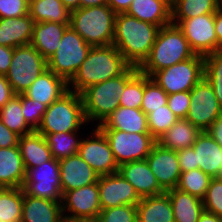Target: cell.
<instances>
[{"instance_id":"obj_31","label":"cell","mask_w":222,"mask_h":222,"mask_svg":"<svg viewBox=\"0 0 222 222\" xmlns=\"http://www.w3.org/2000/svg\"><path fill=\"white\" fill-rule=\"evenodd\" d=\"M201 131L186 119H178L158 140L162 147L173 151L190 148Z\"/></svg>"},{"instance_id":"obj_58","label":"cell","mask_w":222,"mask_h":222,"mask_svg":"<svg viewBox=\"0 0 222 222\" xmlns=\"http://www.w3.org/2000/svg\"><path fill=\"white\" fill-rule=\"evenodd\" d=\"M61 222H76L75 220H67V219H62V221Z\"/></svg>"},{"instance_id":"obj_43","label":"cell","mask_w":222,"mask_h":222,"mask_svg":"<svg viewBox=\"0 0 222 222\" xmlns=\"http://www.w3.org/2000/svg\"><path fill=\"white\" fill-rule=\"evenodd\" d=\"M46 109L45 104L28 98L24 93L22 94V113L25 121L33 130H37L40 126Z\"/></svg>"},{"instance_id":"obj_3","label":"cell","mask_w":222,"mask_h":222,"mask_svg":"<svg viewBox=\"0 0 222 222\" xmlns=\"http://www.w3.org/2000/svg\"><path fill=\"white\" fill-rule=\"evenodd\" d=\"M195 55L182 30L170 23L160 28L150 55L139 67V71L151 77L156 71L186 61Z\"/></svg>"},{"instance_id":"obj_18","label":"cell","mask_w":222,"mask_h":222,"mask_svg":"<svg viewBox=\"0 0 222 222\" xmlns=\"http://www.w3.org/2000/svg\"><path fill=\"white\" fill-rule=\"evenodd\" d=\"M62 194L98 182L99 175L78 154L59 160Z\"/></svg>"},{"instance_id":"obj_57","label":"cell","mask_w":222,"mask_h":222,"mask_svg":"<svg viewBox=\"0 0 222 222\" xmlns=\"http://www.w3.org/2000/svg\"><path fill=\"white\" fill-rule=\"evenodd\" d=\"M76 222H102L101 219L98 217H89V218H81L75 220Z\"/></svg>"},{"instance_id":"obj_46","label":"cell","mask_w":222,"mask_h":222,"mask_svg":"<svg viewBox=\"0 0 222 222\" xmlns=\"http://www.w3.org/2000/svg\"><path fill=\"white\" fill-rule=\"evenodd\" d=\"M167 106L179 119H185L189 112L190 91L168 95Z\"/></svg>"},{"instance_id":"obj_9","label":"cell","mask_w":222,"mask_h":222,"mask_svg":"<svg viewBox=\"0 0 222 222\" xmlns=\"http://www.w3.org/2000/svg\"><path fill=\"white\" fill-rule=\"evenodd\" d=\"M204 77V56L192 58L156 71L152 78L168 95L191 89Z\"/></svg>"},{"instance_id":"obj_11","label":"cell","mask_w":222,"mask_h":222,"mask_svg":"<svg viewBox=\"0 0 222 222\" xmlns=\"http://www.w3.org/2000/svg\"><path fill=\"white\" fill-rule=\"evenodd\" d=\"M222 115L213 87L203 77L190 91V106L187 117L201 132L207 131L211 124Z\"/></svg>"},{"instance_id":"obj_59","label":"cell","mask_w":222,"mask_h":222,"mask_svg":"<svg viewBox=\"0 0 222 222\" xmlns=\"http://www.w3.org/2000/svg\"><path fill=\"white\" fill-rule=\"evenodd\" d=\"M220 8L222 9V0H220Z\"/></svg>"},{"instance_id":"obj_41","label":"cell","mask_w":222,"mask_h":222,"mask_svg":"<svg viewBox=\"0 0 222 222\" xmlns=\"http://www.w3.org/2000/svg\"><path fill=\"white\" fill-rule=\"evenodd\" d=\"M144 94V74L140 71L125 85L118 97L119 105L127 108L141 109Z\"/></svg>"},{"instance_id":"obj_35","label":"cell","mask_w":222,"mask_h":222,"mask_svg":"<svg viewBox=\"0 0 222 222\" xmlns=\"http://www.w3.org/2000/svg\"><path fill=\"white\" fill-rule=\"evenodd\" d=\"M23 188L0 189V222H21Z\"/></svg>"},{"instance_id":"obj_26","label":"cell","mask_w":222,"mask_h":222,"mask_svg":"<svg viewBox=\"0 0 222 222\" xmlns=\"http://www.w3.org/2000/svg\"><path fill=\"white\" fill-rule=\"evenodd\" d=\"M26 170L18 146L0 148V186L2 188H22Z\"/></svg>"},{"instance_id":"obj_47","label":"cell","mask_w":222,"mask_h":222,"mask_svg":"<svg viewBox=\"0 0 222 222\" xmlns=\"http://www.w3.org/2000/svg\"><path fill=\"white\" fill-rule=\"evenodd\" d=\"M177 155L181 173L198 168V165H195V152L192 147L178 150Z\"/></svg>"},{"instance_id":"obj_49","label":"cell","mask_w":222,"mask_h":222,"mask_svg":"<svg viewBox=\"0 0 222 222\" xmlns=\"http://www.w3.org/2000/svg\"><path fill=\"white\" fill-rule=\"evenodd\" d=\"M16 95L9 84L6 75L0 74V109Z\"/></svg>"},{"instance_id":"obj_56","label":"cell","mask_w":222,"mask_h":222,"mask_svg":"<svg viewBox=\"0 0 222 222\" xmlns=\"http://www.w3.org/2000/svg\"><path fill=\"white\" fill-rule=\"evenodd\" d=\"M63 5L70 11L78 9L80 7V0H60Z\"/></svg>"},{"instance_id":"obj_16","label":"cell","mask_w":222,"mask_h":222,"mask_svg":"<svg viewBox=\"0 0 222 222\" xmlns=\"http://www.w3.org/2000/svg\"><path fill=\"white\" fill-rule=\"evenodd\" d=\"M101 210L122 205H137L140 197L134 187L119 172L99 176Z\"/></svg>"},{"instance_id":"obj_53","label":"cell","mask_w":222,"mask_h":222,"mask_svg":"<svg viewBox=\"0 0 222 222\" xmlns=\"http://www.w3.org/2000/svg\"><path fill=\"white\" fill-rule=\"evenodd\" d=\"M215 33L217 37V49H222V9L219 8L214 14Z\"/></svg>"},{"instance_id":"obj_5","label":"cell","mask_w":222,"mask_h":222,"mask_svg":"<svg viewBox=\"0 0 222 222\" xmlns=\"http://www.w3.org/2000/svg\"><path fill=\"white\" fill-rule=\"evenodd\" d=\"M116 13L108 6L78 8L71 11L70 27L91 46L113 44Z\"/></svg>"},{"instance_id":"obj_30","label":"cell","mask_w":222,"mask_h":222,"mask_svg":"<svg viewBox=\"0 0 222 222\" xmlns=\"http://www.w3.org/2000/svg\"><path fill=\"white\" fill-rule=\"evenodd\" d=\"M166 193L170 198L175 222H198L204 211L202 199L177 188Z\"/></svg>"},{"instance_id":"obj_32","label":"cell","mask_w":222,"mask_h":222,"mask_svg":"<svg viewBox=\"0 0 222 222\" xmlns=\"http://www.w3.org/2000/svg\"><path fill=\"white\" fill-rule=\"evenodd\" d=\"M29 15L35 23L70 24L71 11L60 0H29Z\"/></svg>"},{"instance_id":"obj_55","label":"cell","mask_w":222,"mask_h":222,"mask_svg":"<svg viewBox=\"0 0 222 222\" xmlns=\"http://www.w3.org/2000/svg\"><path fill=\"white\" fill-rule=\"evenodd\" d=\"M107 5V0H80V8Z\"/></svg>"},{"instance_id":"obj_23","label":"cell","mask_w":222,"mask_h":222,"mask_svg":"<svg viewBox=\"0 0 222 222\" xmlns=\"http://www.w3.org/2000/svg\"><path fill=\"white\" fill-rule=\"evenodd\" d=\"M34 23L29 14L18 18H0V45L16 48L30 44Z\"/></svg>"},{"instance_id":"obj_28","label":"cell","mask_w":222,"mask_h":222,"mask_svg":"<svg viewBox=\"0 0 222 222\" xmlns=\"http://www.w3.org/2000/svg\"><path fill=\"white\" fill-rule=\"evenodd\" d=\"M18 147L22 155L26 172L33 167L52 160L53 156L45 137L36 130L20 136Z\"/></svg>"},{"instance_id":"obj_15","label":"cell","mask_w":222,"mask_h":222,"mask_svg":"<svg viewBox=\"0 0 222 222\" xmlns=\"http://www.w3.org/2000/svg\"><path fill=\"white\" fill-rule=\"evenodd\" d=\"M61 207L63 218L67 220L98 217L101 212L98 182L64 192ZM66 211L70 215H66Z\"/></svg>"},{"instance_id":"obj_7","label":"cell","mask_w":222,"mask_h":222,"mask_svg":"<svg viewBox=\"0 0 222 222\" xmlns=\"http://www.w3.org/2000/svg\"><path fill=\"white\" fill-rule=\"evenodd\" d=\"M91 47L69 25L56 52L47 60L48 69L68 83L81 67Z\"/></svg>"},{"instance_id":"obj_6","label":"cell","mask_w":222,"mask_h":222,"mask_svg":"<svg viewBox=\"0 0 222 222\" xmlns=\"http://www.w3.org/2000/svg\"><path fill=\"white\" fill-rule=\"evenodd\" d=\"M84 124L87 121L81 94L68 90L47 107L36 131L45 137L47 134L80 131Z\"/></svg>"},{"instance_id":"obj_4","label":"cell","mask_w":222,"mask_h":222,"mask_svg":"<svg viewBox=\"0 0 222 222\" xmlns=\"http://www.w3.org/2000/svg\"><path fill=\"white\" fill-rule=\"evenodd\" d=\"M139 72L138 67L130 66L122 75L96 83L81 93L87 123L99 121L97 126L120 105L118 97L125 85Z\"/></svg>"},{"instance_id":"obj_29","label":"cell","mask_w":222,"mask_h":222,"mask_svg":"<svg viewBox=\"0 0 222 222\" xmlns=\"http://www.w3.org/2000/svg\"><path fill=\"white\" fill-rule=\"evenodd\" d=\"M137 207V222H175L168 194L147 196L140 199Z\"/></svg>"},{"instance_id":"obj_48","label":"cell","mask_w":222,"mask_h":222,"mask_svg":"<svg viewBox=\"0 0 222 222\" xmlns=\"http://www.w3.org/2000/svg\"><path fill=\"white\" fill-rule=\"evenodd\" d=\"M19 135L9 130L0 119V148L18 146Z\"/></svg>"},{"instance_id":"obj_8","label":"cell","mask_w":222,"mask_h":222,"mask_svg":"<svg viewBox=\"0 0 222 222\" xmlns=\"http://www.w3.org/2000/svg\"><path fill=\"white\" fill-rule=\"evenodd\" d=\"M47 60L31 44L13 49L6 78L15 94H23L44 71Z\"/></svg>"},{"instance_id":"obj_34","label":"cell","mask_w":222,"mask_h":222,"mask_svg":"<svg viewBox=\"0 0 222 222\" xmlns=\"http://www.w3.org/2000/svg\"><path fill=\"white\" fill-rule=\"evenodd\" d=\"M0 119L4 125L19 136L33 132L22 113V94H16L1 109Z\"/></svg>"},{"instance_id":"obj_1","label":"cell","mask_w":222,"mask_h":222,"mask_svg":"<svg viewBox=\"0 0 222 222\" xmlns=\"http://www.w3.org/2000/svg\"><path fill=\"white\" fill-rule=\"evenodd\" d=\"M160 27L126 13L116 14L113 45L134 67L149 57Z\"/></svg>"},{"instance_id":"obj_17","label":"cell","mask_w":222,"mask_h":222,"mask_svg":"<svg viewBox=\"0 0 222 222\" xmlns=\"http://www.w3.org/2000/svg\"><path fill=\"white\" fill-rule=\"evenodd\" d=\"M146 161L165 192L176 188L181 175L177 151L156 143L146 157Z\"/></svg>"},{"instance_id":"obj_60","label":"cell","mask_w":222,"mask_h":222,"mask_svg":"<svg viewBox=\"0 0 222 222\" xmlns=\"http://www.w3.org/2000/svg\"><path fill=\"white\" fill-rule=\"evenodd\" d=\"M219 178L222 180V172H221V174L219 175Z\"/></svg>"},{"instance_id":"obj_40","label":"cell","mask_w":222,"mask_h":222,"mask_svg":"<svg viewBox=\"0 0 222 222\" xmlns=\"http://www.w3.org/2000/svg\"><path fill=\"white\" fill-rule=\"evenodd\" d=\"M179 118L169 109L167 105L153 110L147 114L149 133L158 140L168 131Z\"/></svg>"},{"instance_id":"obj_22","label":"cell","mask_w":222,"mask_h":222,"mask_svg":"<svg viewBox=\"0 0 222 222\" xmlns=\"http://www.w3.org/2000/svg\"><path fill=\"white\" fill-rule=\"evenodd\" d=\"M62 219L61 201L33 197L23 190L21 222H61Z\"/></svg>"},{"instance_id":"obj_51","label":"cell","mask_w":222,"mask_h":222,"mask_svg":"<svg viewBox=\"0 0 222 222\" xmlns=\"http://www.w3.org/2000/svg\"><path fill=\"white\" fill-rule=\"evenodd\" d=\"M207 132L222 147V115L211 124Z\"/></svg>"},{"instance_id":"obj_12","label":"cell","mask_w":222,"mask_h":222,"mask_svg":"<svg viewBox=\"0 0 222 222\" xmlns=\"http://www.w3.org/2000/svg\"><path fill=\"white\" fill-rule=\"evenodd\" d=\"M26 194L52 201L62 200L59 160L52 159L26 172L23 185Z\"/></svg>"},{"instance_id":"obj_20","label":"cell","mask_w":222,"mask_h":222,"mask_svg":"<svg viewBox=\"0 0 222 222\" xmlns=\"http://www.w3.org/2000/svg\"><path fill=\"white\" fill-rule=\"evenodd\" d=\"M192 148L195 152V165L212 178L219 177L222 172V147L207 131L197 136Z\"/></svg>"},{"instance_id":"obj_19","label":"cell","mask_w":222,"mask_h":222,"mask_svg":"<svg viewBox=\"0 0 222 222\" xmlns=\"http://www.w3.org/2000/svg\"><path fill=\"white\" fill-rule=\"evenodd\" d=\"M118 172L134 187L140 198L165 193L146 159L122 164L118 166Z\"/></svg>"},{"instance_id":"obj_39","label":"cell","mask_w":222,"mask_h":222,"mask_svg":"<svg viewBox=\"0 0 222 222\" xmlns=\"http://www.w3.org/2000/svg\"><path fill=\"white\" fill-rule=\"evenodd\" d=\"M168 94L148 75H144V94L141 110L147 115L167 105Z\"/></svg>"},{"instance_id":"obj_2","label":"cell","mask_w":222,"mask_h":222,"mask_svg":"<svg viewBox=\"0 0 222 222\" xmlns=\"http://www.w3.org/2000/svg\"><path fill=\"white\" fill-rule=\"evenodd\" d=\"M130 66L113 44L92 46L81 67L68 82V90L81 94L96 83L122 75Z\"/></svg>"},{"instance_id":"obj_13","label":"cell","mask_w":222,"mask_h":222,"mask_svg":"<svg viewBox=\"0 0 222 222\" xmlns=\"http://www.w3.org/2000/svg\"><path fill=\"white\" fill-rule=\"evenodd\" d=\"M183 32L195 54L206 56L217 50L214 14H203L186 20H172Z\"/></svg>"},{"instance_id":"obj_38","label":"cell","mask_w":222,"mask_h":222,"mask_svg":"<svg viewBox=\"0 0 222 222\" xmlns=\"http://www.w3.org/2000/svg\"><path fill=\"white\" fill-rule=\"evenodd\" d=\"M204 77L213 87L215 96L222 106V49L204 56Z\"/></svg>"},{"instance_id":"obj_45","label":"cell","mask_w":222,"mask_h":222,"mask_svg":"<svg viewBox=\"0 0 222 222\" xmlns=\"http://www.w3.org/2000/svg\"><path fill=\"white\" fill-rule=\"evenodd\" d=\"M29 14V0H0V18H18Z\"/></svg>"},{"instance_id":"obj_36","label":"cell","mask_w":222,"mask_h":222,"mask_svg":"<svg viewBox=\"0 0 222 222\" xmlns=\"http://www.w3.org/2000/svg\"><path fill=\"white\" fill-rule=\"evenodd\" d=\"M78 132L79 131L59 132L47 134L45 136L54 159L60 160L78 154V149L81 142V139L78 138L77 135Z\"/></svg>"},{"instance_id":"obj_33","label":"cell","mask_w":222,"mask_h":222,"mask_svg":"<svg viewBox=\"0 0 222 222\" xmlns=\"http://www.w3.org/2000/svg\"><path fill=\"white\" fill-rule=\"evenodd\" d=\"M220 0H172V20H186L203 14H215Z\"/></svg>"},{"instance_id":"obj_24","label":"cell","mask_w":222,"mask_h":222,"mask_svg":"<svg viewBox=\"0 0 222 222\" xmlns=\"http://www.w3.org/2000/svg\"><path fill=\"white\" fill-rule=\"evenodd\" d=\"M172 0H133L126 14L160 28L172 23Z\"/></svg>"},{"instance_id":"obj_25","label":"cell","mask_w":222,"mask_h":222,"mask_svg":"<svg viewBox=\"0 0 222 222\" xmlns=\"http://www.w3.org/2000/svg\"><path fill=\"white\" fill-rule=\"evenodd\" d=\"M97 127L116 129L126 133H149L147 115L141 109L123 106H119Z\"/></svg>"},{"instance_id":"obj_44","label":"cell","mask_w":222,"mask_h":222,"mask_svg":"<svg viewBox=\"0 0 222 222\" xmlns=\"http://www.w3.org/2000/svg\"><path fill=\"white\" fill-rule=\"evenodd\" d=\"M99 218L102 222H137L136 205H122L102 209Z\"/></svg>"},{"instance_id":"obj_37","label":"cell","mask_w":222,"mask_h":222,"mask_svg":"<svg viewBox=\"0 0 222 222\" xmlns=\"http://www.w3.org/2000/svg\"><path fill=\"white\" fill-rule=\"evenodd\" d=\"M212 177L199 168L182 172L176 186L180 191L194 195L200 199L205 197Z\"/></svg>"},{"instance_id":"obj_27","label":"cell","mask_w":222,"mask_h":222,"mask_svg":"<svg viewBox=\"0 0 222 222\" xmlns=\"http://www.w3.org/2000/svg\"><path fill=\"white\" fill-rule=\"evenodd\" d=\"M69 24L55 22L34 23L31 45L48 60L60 45L63 33Z\"/></svg>"},{"instance_id":"obj_42","label":"cell","mask_w":222,"mask_h":222,"mask_svg":"<svg viewBox=\"0 0 222 222\" xmlns=\"http://www.w3.org/2000/svg\"><path fill=\"white\" fill-rule=\"evenodd\" d=\"M202 201L205 211L222 218V180L219 177L211 179Z\"/></svg>"},{"instance_id":"obj_14","label":"cell","mask_w":222,"mask_h":222,"mask_svg":"<svg viewBox=\"0 0 222 222\" xmlns=\"http://www.w3.org/2000/svg\"><path fill=\"white\" fill-rule=\"evenodd\" d=\"M91 137L81 138L78 155L91 166L99 176L118 172L109 142L104 133L96 127ZM93 137V138H92Z\"/></svg>"},{"instance_id":"obj_54","label":"cell","mask_w":222,"mask_h":222,"mask_svg":"<svg viewBox=\"0 0 222 222\" xmlns=\"http://www.w3.org/2000/svg\"><path fill=\"white\" fill-rule=\"evenodd\" d=\"M198 222H222V218L204 210Z\"/></svg>"},{"instance_id":"obj_50","label":"cell","mask_w":222,"mask_h":222,"mask_svg":"<svg viewBox=\"0 0 222 222\" xmlns=\"http://www.w3.org/2000/svg\"><path fill=\"white\" fill-rule=\"evenodd\" d=\"M13 49L8 46L0 45V74L6 75L13 55Z\"/></svg>"},{"instance_id":"obj_21","label":"cell","mask_w":222,"mask_h":222,"mask_svg":"<svg viewBox=\"0 0 222 222\" xmlns=\"http://www.w3.org/2000/svg\"><path fill=\"white\" fill-rule=\"evenodd\" d=\"M67 91L68 83L62 77L47 69L32 82L24 94L48 107Z\"/></svg>"},{"instance_id":"obj_52","label":"cell","mask_w":222,"mask_h":222,"mask_svg":"<svg viewBox=\"0 0 222 222\" xmlns=\"http://www.w3.org/2000/svg\"><path fill=\"white\" fill-rule=\"evenodd\" d=\"M133 0H107V5L116 13H126Z\"/></svg>"},{"instance_id":"obj_10","label":"cell","mask_w":222,"mask_h":222,"mask_svg":"<svg viewBox=\"0 0 222 222\" xmlns=\"http://www.w3.org/2000/svg\"><path fill=\"white\" fill-rule=\"evenodd\" d=\"M109 142L118 166L144 160L157 140L150 133H126L116 129H100Z\"/></svg>"}]
</instances>
